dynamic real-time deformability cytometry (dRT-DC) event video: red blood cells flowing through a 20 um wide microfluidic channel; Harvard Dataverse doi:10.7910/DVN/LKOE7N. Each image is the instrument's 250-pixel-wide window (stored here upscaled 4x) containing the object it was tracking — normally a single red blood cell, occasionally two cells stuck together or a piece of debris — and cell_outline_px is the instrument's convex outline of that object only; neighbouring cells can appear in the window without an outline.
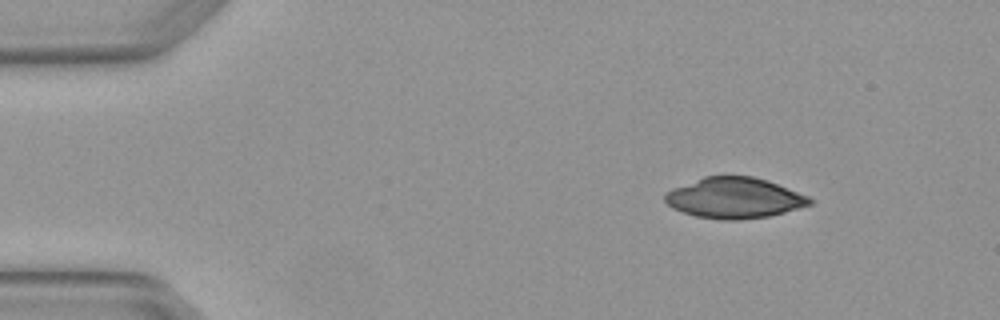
{"species": "Egyptian fruit bat (a non-hibernating species)", "species_latin": "Rousettus aegyptiacus", "temperature_condition": "warm", "stored_images_in_passage": 3, "camera_frame_rate_fps": 3000, "um_per_image_px": 0.085, "animal": {"sex": "female"}, "frame": {"image": 1, "passage_image": 1, "time_ms": 0.0, "image_size_px": [1000, 320], "cell_outline_px": [[812, 204], [784, 212], [768, 216], [736, 220], [720, 220], [696, 216], [672, 208], [664, 200], [664, 196], [672, 188], [704, 176], [752, 176], [768, 180], [808, 196], [812, 200]], "centroid_in_image_um": [62.41, 16.82], "position_along_channel_um": 22.6, "area_um2": 34.16}}